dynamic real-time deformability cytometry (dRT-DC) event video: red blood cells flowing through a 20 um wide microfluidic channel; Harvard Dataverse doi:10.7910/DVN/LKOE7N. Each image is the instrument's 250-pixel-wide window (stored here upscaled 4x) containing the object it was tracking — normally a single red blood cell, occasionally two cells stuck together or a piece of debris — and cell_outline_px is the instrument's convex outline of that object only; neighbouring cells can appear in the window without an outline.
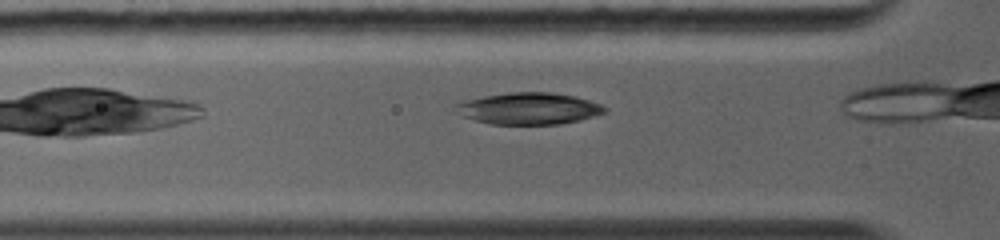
{"species": "common noctule bat (a hibernating species)", "species_latin": "Nyctalus noctula", "temperature_condition": "warm", "stored_images_in_passage": 18, "camera_frame_rate_fps": 5000, "um_per_image_px": 0.085, "animal": {"sex": "female", "body_mass_g": 19.0, "forearm_length_mm": 56.7}, "frame": {"image": 1, "passage_image": 3, "time_ms": 0.8, "image_size_px": [1000, 240], "cell_outline_px": [[608, 108], [604, 112], [580, 120], [560, 124], [492, 124], [476, 120], [464, 116], [456, 112], [456, 104], [464, 100], [484, 96], [508, 92], [552, 92], [576, 96], [600, 104]], "centroid_in_image_um": [44.95, 9.21], "position_along_channel_um": 80.8, "area_um2": 27.4}}